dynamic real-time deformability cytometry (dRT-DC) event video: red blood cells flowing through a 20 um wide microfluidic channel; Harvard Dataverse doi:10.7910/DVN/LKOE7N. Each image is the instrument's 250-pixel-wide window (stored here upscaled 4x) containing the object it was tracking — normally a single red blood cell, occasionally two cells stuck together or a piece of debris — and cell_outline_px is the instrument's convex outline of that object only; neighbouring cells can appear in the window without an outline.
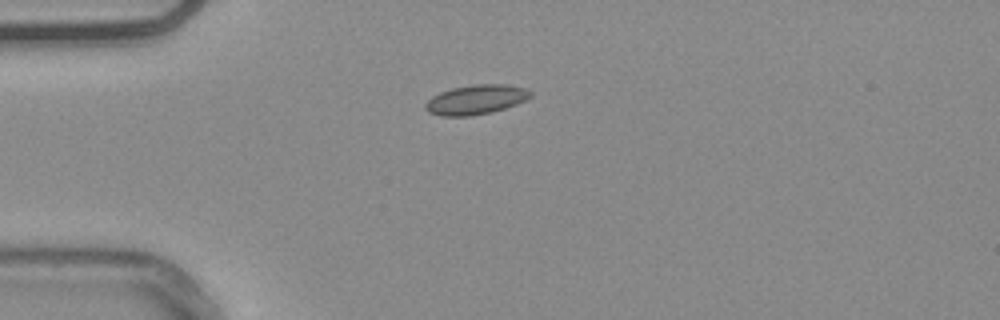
{"species": "common noctule bat (a hibernating species)", "species_latin": "Nyctalus noctula", "temperature_condition": "warm", "stored_images_in_passage": 41, "camera_frame_rate_fps": 3000, "um_per_image_px": 0.085, "animal": {"sex": "male", "body_mass_g": 20.4}, "frame": {"image": 1, "passage_image": 1, "time_ms": 0.0, "image_size_px": [1000, 320], "cell_outline_px": [[532, 96], [516, 104], [492, 112], [468, 116], [440, 116], [428, 112], [424, 108], [424, 104], [432, 96], [440, 92], [452, 88], [476, 84], [508, 84], [524, 88], [532, 92]], "centroid_in_image_um": [40.43, 8.47], "position_along_channel_um": 44.6, "area_um2": 18.09}}
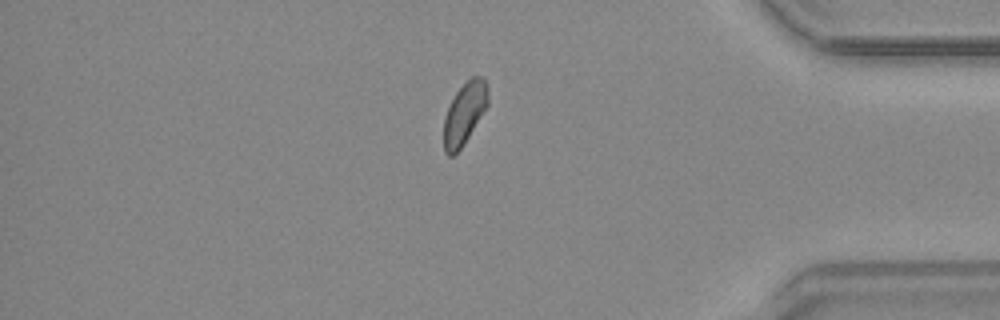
{"frame": {"image": 2, "passage_image": 33, "time_ms": 10.667, "image_size_px": [1000, 320], "cell_outline_px": [[488, 104], [464, 144], [452, 156], [448, 156], [444, 152], [444, 120], [448, 108], [456, 92], [472, 76], [484, 76], [488, 92]], "centroid_in_image_um": [39.48, 9.64], "position_along_channel_um": 395.7, "area_um2": 15.66}}
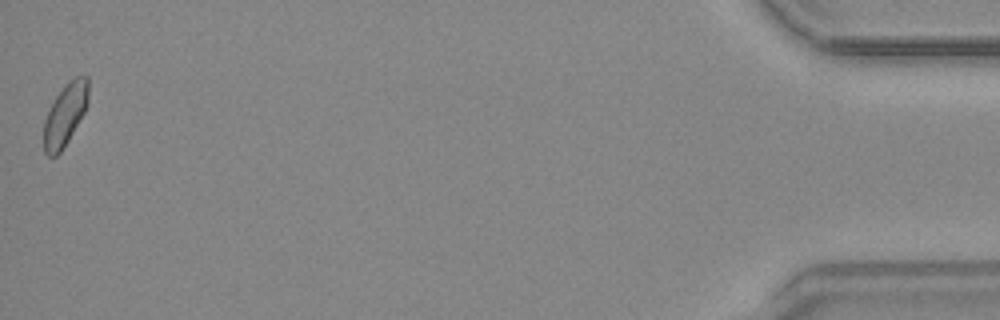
{"frame": {"image": 3, "passage_image": 41, "time_ms": 13.333, "image_size_px": [1000, 320], "cell_outline_px": [[88, 104], [84, 112], [68, 140], [60, 152], [56, 156], [48, 156], [44, 152], [44, 120], [56, 96], [64, 84], [68, 80], [76, 76], [88, 76]], "centroid_in_image_um": [5.54, 9.71], "position_along_channel_um": 429.7, "area_um2": 16.01}, "authors_computed_cell_mechanics": {"area_um2": 16.184, "velocity_mm_per_s": 3.7476, "shape_relaxation_time_tau1_ms": null, "shape_relaxation_time_tau2_ms": 1.5613, "deformation_change_tau1": null, "deformation_change_tau2": 0.0624}}